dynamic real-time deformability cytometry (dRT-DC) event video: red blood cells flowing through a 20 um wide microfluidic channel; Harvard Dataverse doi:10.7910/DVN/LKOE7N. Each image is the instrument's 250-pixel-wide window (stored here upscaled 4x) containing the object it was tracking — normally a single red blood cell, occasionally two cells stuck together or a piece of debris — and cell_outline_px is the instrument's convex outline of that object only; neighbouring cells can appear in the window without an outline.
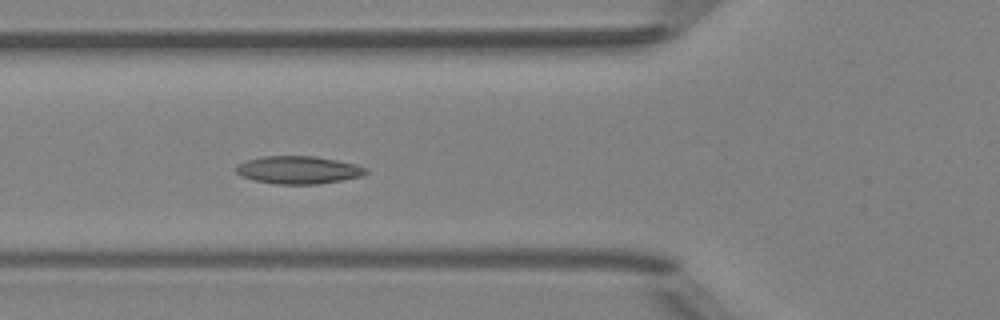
{"species": "Egyptian fruit bat (a non-hibernating species)", "species_latin": "Rousettus aegyptiacus", "temperature_condition": "room temperature", "stored_images_in_passage": 7, "camera_frame_rate_fps": 3000, "um_per_image_px": 0.085, "animal": {"sex": "female"}, "frame": {"image": 1, "passage_image": 6, "time_ms": 5.667, "image_size_px": [1000, 320], "cell_outline_px": [[368, 172], [360, 176], [340, 180], [316, 184], [276, 184], [256, 180], [240, 176], [236, 172], [236, 164], [248, 160], [264, 156], [316, 156], [356, 164], [368, 168]], "centroid_in_image_um": [25.35, 14.44], "position_along_channel_um": 100.4, "area_um2": 20.87}}
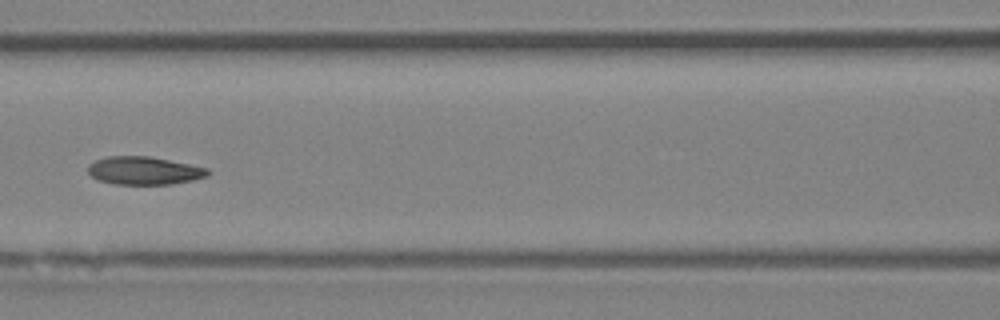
{"frame": {"image": 2, "passage_image": 7, "time_ms": 7.0, "image_size_px": [1000, 320], "cell_outline_px": [[212, 172], [208, 176], [192, 180], [172, 184], [116, 184], [96, 180], [88, 172], [88, 164], [96, 160], [108, 156], [148, 156], [208, 168]], "centroid_in_image_um": [12.24, 14.51], "position_along_channel_um": 154.4, "area_um2": 19.54}}